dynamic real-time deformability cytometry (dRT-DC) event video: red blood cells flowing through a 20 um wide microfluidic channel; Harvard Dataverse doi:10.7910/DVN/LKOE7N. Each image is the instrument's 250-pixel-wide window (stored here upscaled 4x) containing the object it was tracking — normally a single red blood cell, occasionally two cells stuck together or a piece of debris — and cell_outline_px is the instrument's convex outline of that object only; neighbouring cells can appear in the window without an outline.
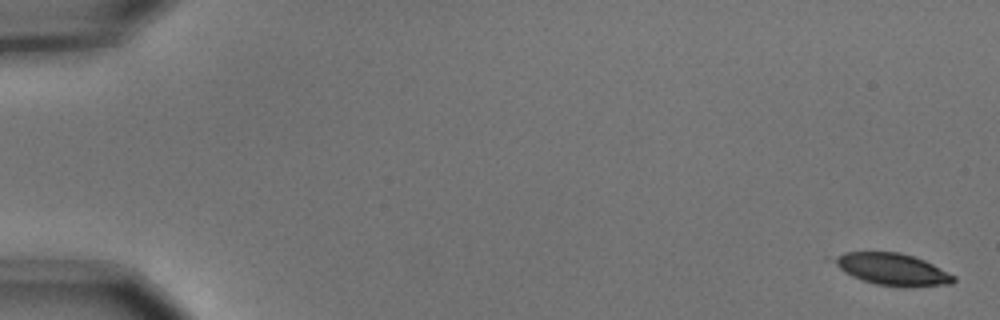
{"species": "common noctule bat (a hibernating species)", "species_latin": "Nyctalus noctula", "temperature_condition": "cold", "stored_images_in_passage": 5, "camera_frame_rate_fps": 3000, "um_per_image_px": 0.085, "animal": {"sex": "male", "body_mass_g": 15.6}, "frame": {"image": 1, "passage_image": 1, "time_ms": 0.0, "image_size_px": [1000, 320], "cell_outline_px": [[956, 280], [952, 284], [900, 288], [876, 284], [852, 276], [844, 272], [824, 260], [824, 256], [844, 252], [900, 252], [924, 260], [956, 276]], "centroid_in_image_um": [75.71, 22.88], "position_along_channel_um": 9.3, "area_um2": 23.0}}
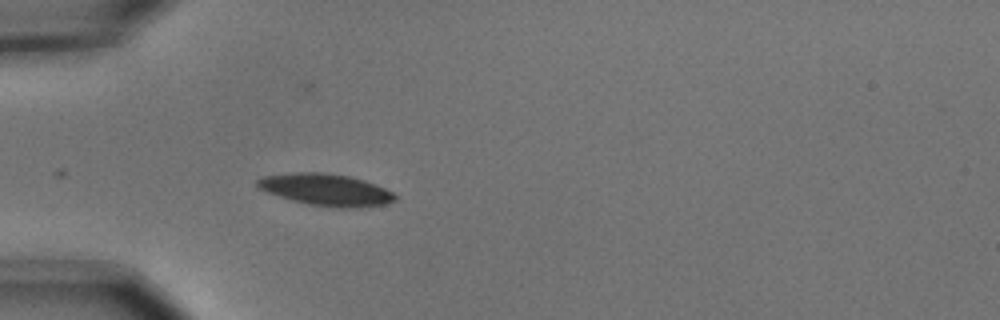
{"frame": {"image": 2, "passage_image": 5, "time_ms": 1.333, "image_size_px": [1000, 320], "cell_outline_px": [[396, 200], [384, 204], [360, 208], [336, 208], [308, 204], [280, 196], [268, 192], [260, 188], [256, 184], [256, 180], [264, 176], [296, 172], [324, 172], [348, 176], [364, 180], [376, 184], [392, 192], [396, 196]], "centroid_in_image_um": [27.74, 16.13], "position_along_channel_um": 57.3, "area_um2": 25.43}}